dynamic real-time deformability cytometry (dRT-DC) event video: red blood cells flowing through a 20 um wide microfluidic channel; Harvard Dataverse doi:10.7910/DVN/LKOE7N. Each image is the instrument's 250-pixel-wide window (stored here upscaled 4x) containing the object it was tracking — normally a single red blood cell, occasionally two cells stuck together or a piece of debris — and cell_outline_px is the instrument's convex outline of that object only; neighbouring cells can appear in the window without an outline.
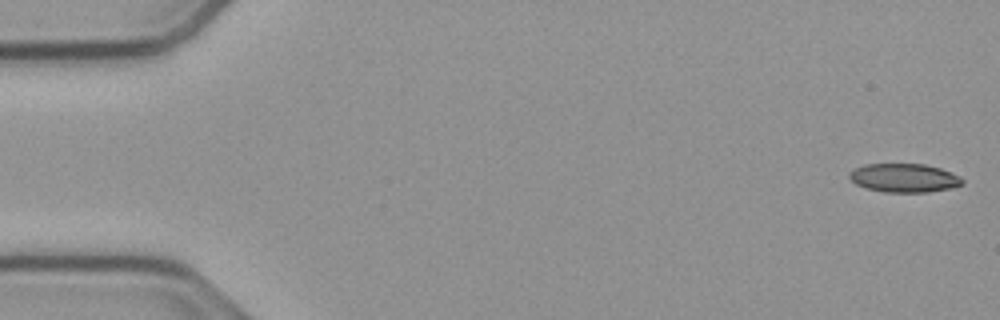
{"species": "common noctule bat (a hibernating species)", "species_latin": "Nyctalus noctula", "temperature_condition": "cold", "stored_images_in_passage": 54, "camera_frame_rate_fps": 3000, "um_per_image_px": 0.085, "animal": {"sex": "male", "body_mass_g": 23.1, "forearm_length_mm": 52.7}, "frame": {"image": 1, "passage_image": 1, "time_ms": 0.0, "image_size_px": [1000, 320], "cell_outline_px": [[964, 184], [948, 188], [928, 192], [884, 192], [868, 188], [856, 184], [848, 176], [848, 172], [864, 164], [924, 164], [940, 168], [960, 176], [964, 180]], "centroid_in_image_um": [76.85, 15.12], "position_along_channel_um": 8.1, "area_um2": 18.79}}
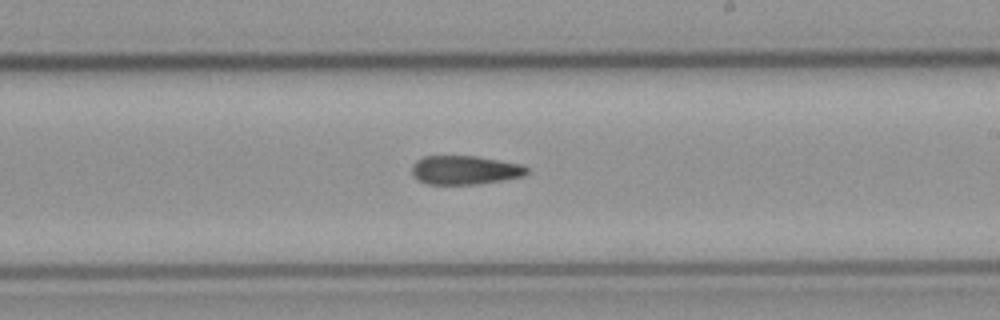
{"frame": {"image": 2, "passage_image": 31, "time_ms": 10.0, "image_size_px": [1000, 320], "cell_outline_px": [[528, 172], [524, 176], [504, 180], [480, 184], [428, 184], [412, 176], [412, 164], [416, 160], [424, 156], [476, 156], [520, 164], [528, 168]], "centroid_in_image_um": [39.51, 14.46], "position_along_channel_um": 249.5, "area_um2": 19.36}}
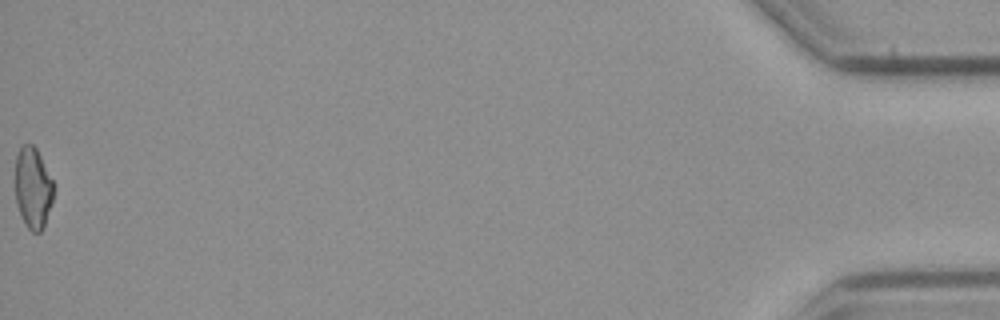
{"frame": {"image": 3, "passage_image": 54, "time_ms": 17.667, "image_size_px": [1000, 320], "cell_outline_px": [[52, 200], [44, 224], [40, 232], [32, 232], [28, 228], [16, 204], [16, 156], [20, 148], [24, 144], [32, 144], [36, 148], [52, 180]], "centroid_in_image_um": [2.78, 15.95], "position_along_channel_um": 432.4, "area_um2": 17.51}}